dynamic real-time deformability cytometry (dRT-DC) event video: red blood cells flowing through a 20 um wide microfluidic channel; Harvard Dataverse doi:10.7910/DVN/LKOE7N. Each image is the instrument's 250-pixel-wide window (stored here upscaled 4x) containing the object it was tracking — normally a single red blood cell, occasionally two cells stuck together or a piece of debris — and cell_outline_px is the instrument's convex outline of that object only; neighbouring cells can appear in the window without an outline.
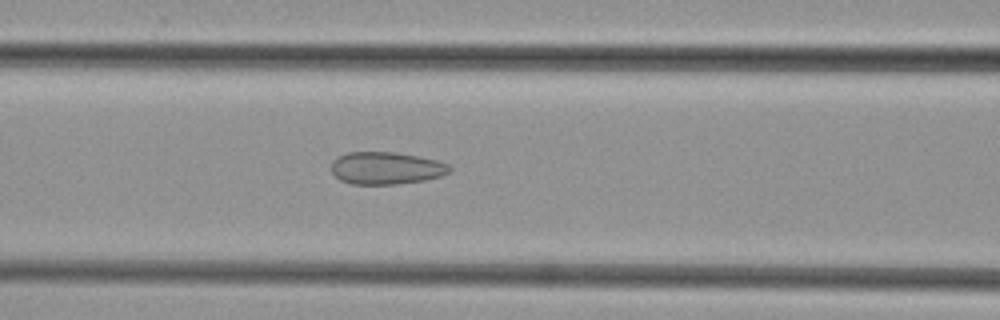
{"species": "common noctule bat (a hibernating species)", "species_latin": "Nyctalus noctula", "temperature_condition": "cold", "stored_images_in_passage": 33, "camera_frame_rate_fps": 3000, "um_per_image_px": 0.085, "animal": {"sex": "female", "body_mass_g": 29.2, "forearm_length_mm": 56.3}, "frame": {"image": 1, "passage_image": 8, "time_ms": 2.333, "image_size_px": [1000, 320], "cell_outline_px": [[452, 172], [440, 176], [424, 180], [396, 184], [352, 184], [340, 180], [332, 172], [332, 160], [348, 152], [396, 152], [436, 160], [448, 164], [452, 168]], "centroid_in_image_um": [32.83, 14.29], "position_along_channel_um": 133.8, "area_um2": 22.25}}
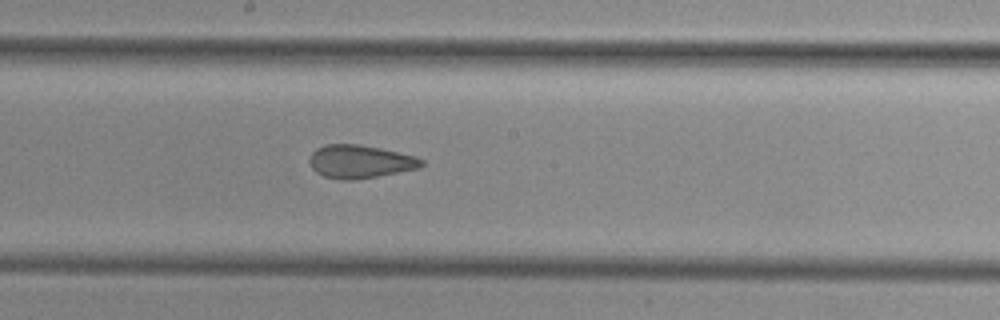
{"frame": {"image": 2, "passage_image": 14, "time_ms": 4.333, "image_size_px": [1000, 320], "cell_outline_px": [[424, 164], [420, 168], [356, 180], [344, 180], [324, 176], [316, 172], [312, 168], [308, 160], [312, 152], [316, 148], [328, 144], [356, 144], [380, 148], [416, 156], [424, 160]], "centroid_in_image_um": [30.61, 13.74], "position_along_channel_um": 217.6, "area_um2": 21.68}}
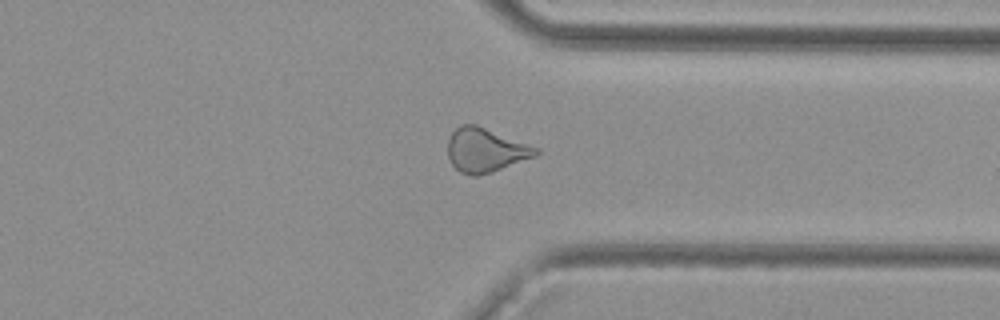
{"frame": {"image": 3, "passage_image": 25, "time_ms": 8.0, "image_size_px": [1000, 320], "cell_outline_px": [[540, 152], [536, 156], [492, 172], [476, 176], [472, 176], [460, 172], [452, 164], [448, 156], [448, 140], [452, 132], [460, 124], [476, 124], [540, 148]], "centroid_in_image_um": [41.28, 12.76], "position_along_channel_um": 370.1, "area_um2": 22.66}}